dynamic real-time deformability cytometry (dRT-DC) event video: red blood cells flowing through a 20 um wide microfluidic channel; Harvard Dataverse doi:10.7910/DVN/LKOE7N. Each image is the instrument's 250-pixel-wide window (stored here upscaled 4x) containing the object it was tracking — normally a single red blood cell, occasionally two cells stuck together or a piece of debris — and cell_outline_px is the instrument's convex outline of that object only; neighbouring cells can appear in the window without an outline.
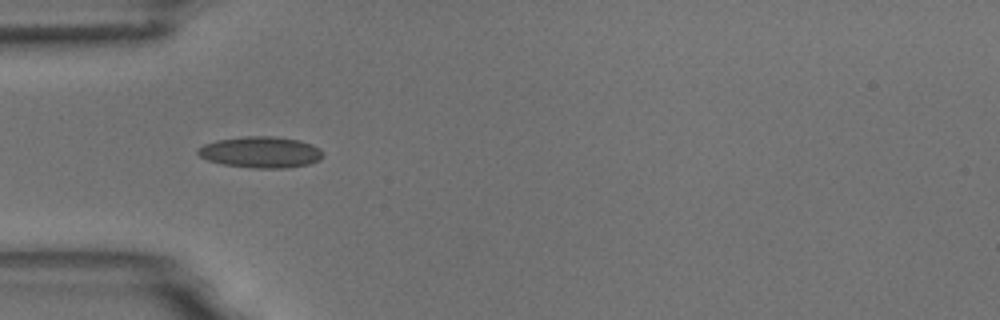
{"species": "common noctule bat (a hibernating species)", "species_latin": "Nyctalus noctula", "temperature_condition": "room temperature", "stored_images_in_passage": 24, "camera_frame_rate_fps": 3000, "um_per_image_px": 0.085, "animal": {"sex": "male", "body_mass_g": 18.8}, "frame": {"image": 1, "passage_image": 8, "time_ms": 2.333, "image_size_px": [1000, 320], "cell_outline_px": [[324, 156], [320, 160], [308, 164], [288, 168], [252, 168], [224, 164], [208, 160], [200, 156], [196, 152], [196, 148], [204, 144], [216, 140], [244, 136], [276, 136], [300, 140], [312, 144], [320, 148], [324, 152]], "centroid_in_image_um": [22.19, 12.93], "position_along_channel_um": 62.8, "area_um2": 23.06}}